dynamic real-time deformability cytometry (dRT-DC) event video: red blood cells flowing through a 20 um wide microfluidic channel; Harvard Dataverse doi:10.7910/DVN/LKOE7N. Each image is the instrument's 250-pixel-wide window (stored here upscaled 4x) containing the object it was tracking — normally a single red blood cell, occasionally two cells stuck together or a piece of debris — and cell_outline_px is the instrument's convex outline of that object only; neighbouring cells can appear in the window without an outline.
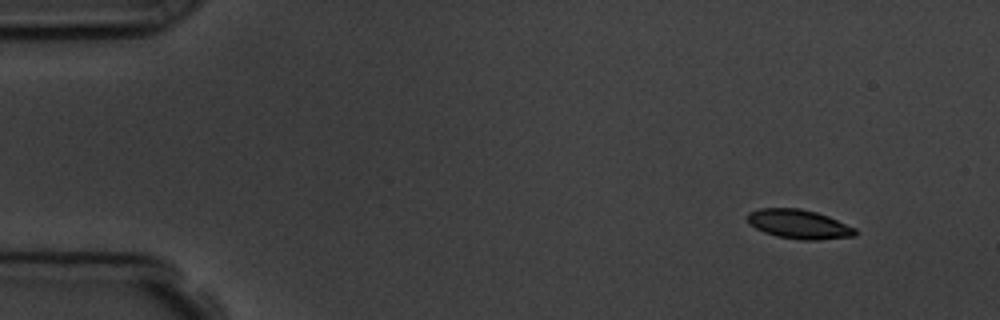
{"species": "common noctule bat (a hibernating species)", "species_latin": "Nyctalus noctula", "temperature_condition": "room temperature", "stored_images_in_passage": 4, "camera_frame_rate_fps": 3000, "um_per_image_px": 0.085, "animal": {"sex": "male", "body_mass_g": 19.5, "forearm_length_mm": 54.6}, "frame": {"image": 1, "passage_image": 1, "time_ms": 0.0, "image_size_px": [1000, 320], "cell_outline_px": [[860, 232], [856, 236], [820, 240], [800, 240], [776, 236], [764, 232], [748, 224], [748, 212], [760, 208], [800, 208], [816, 212], [828, 216], [856, 228]], "centroid_in_image_um": [67.94, 19.06], "position_along_channel_um": 17.1, "area_um2": 18.55}}
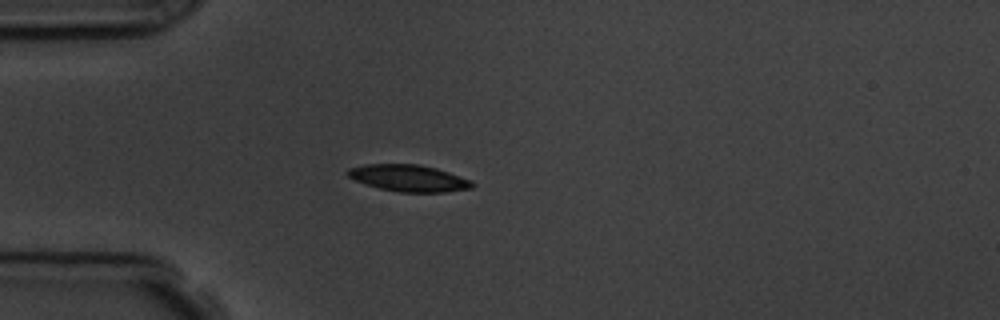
{"frame": {"image": 2, "passage_image": 4, "time_ms": 3.333, "image_size_px": [1000, 320], "cell_outline_px": [[476, 184], [472, 188], [444, 192], [400, 192], [380, 188], [364, 184], [348, 176], [344, 172], [348, 168], [364, 164], [420, 164], [436, 168], [472, 180]], "centroid_in_image_um": [34.73, 15.13], "position_along_channel_um": 50.3, "area_um2": 19.48}}